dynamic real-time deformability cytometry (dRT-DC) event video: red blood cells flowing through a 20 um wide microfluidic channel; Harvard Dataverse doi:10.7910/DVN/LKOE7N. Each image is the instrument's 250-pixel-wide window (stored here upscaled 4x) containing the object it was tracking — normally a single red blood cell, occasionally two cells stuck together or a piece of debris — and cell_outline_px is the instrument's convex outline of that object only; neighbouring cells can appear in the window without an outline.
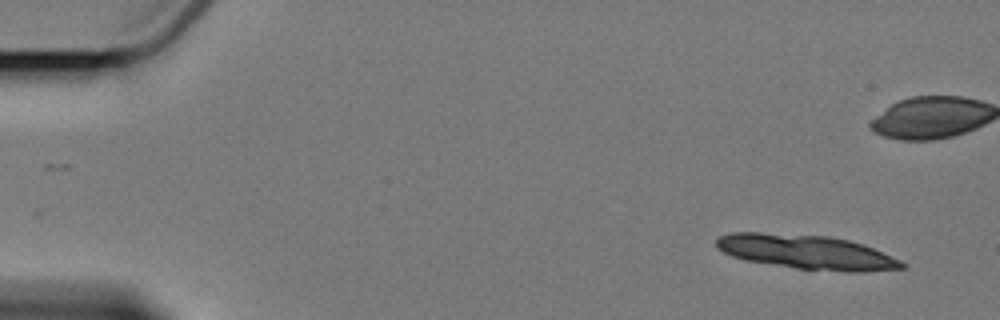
{"species": "Egyptian fruit bat (a non-hibernating species)", "species_latin": "Rousettus aegyptiacus", "temperature_condition": "cold", "stored_images_in_passage": 3, "camera_frame_rate_fps": 3000, "um_per_image_px": 0.085, "animal": {"sex": "female"}, "frame": {"image": 1, "passage_image": 3, "time_ms": 2.333, "image_size_px": [1000, 320], "cell_outline_px": [[904, 268], [864, 272], [848, 272], [796, 268], [744, 260], [732, 256], [716, 248], [716, 240], [720, 236], [728, 232], [760, 232], [828, 236], [848, 240], [864, 244], [900, 260], [904, 264]], "centroid_in_image_um": [68.52, 21.42], "position_along_channel_um": 16.5, "area_um2": 37.11}}